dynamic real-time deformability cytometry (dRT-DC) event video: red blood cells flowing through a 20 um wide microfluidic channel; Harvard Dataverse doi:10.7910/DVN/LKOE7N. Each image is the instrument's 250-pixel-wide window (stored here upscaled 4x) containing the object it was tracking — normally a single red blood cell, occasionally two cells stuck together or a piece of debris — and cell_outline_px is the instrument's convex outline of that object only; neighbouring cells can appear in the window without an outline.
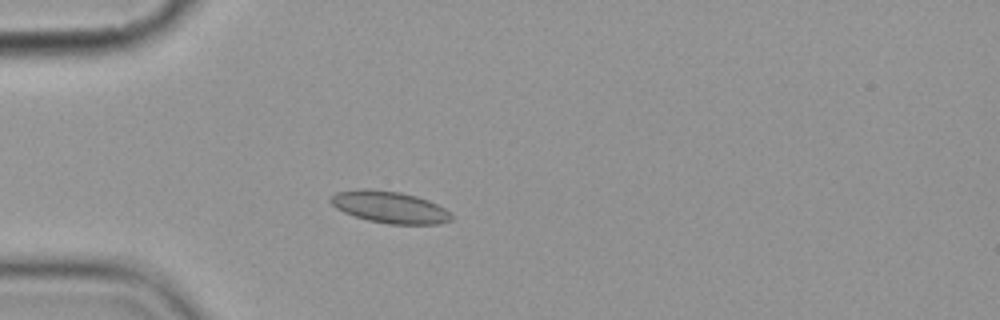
{"species": "common noctule bat (a hibernating species)", "species_latin": "Nyctalus noctula", "temperature_condition": "cold", "stored_images_in_passage": 1, "camera_frame_rate_fps": 3000, "um_per_image_px": 0.085, "animal": {"sex": "female", "body_mass_g": 19.9}, "frame": {"image": 1, "passage_image": 1, "time_ms": 0.0, "image_size_px": [1000, 320], "cell_outline_px": [[452, 220], [440, 224], [388, 224], [368, 220], [344, 212], [336, 208], [328, 200], [336, 192], [364, 188], [368, 188], [400, 192], [416, 196], [428, 200], [444, 208], [452, 216]], "centroid_in_image_um": [33.11, 17.6], "position_along_channel_um": 51.9, "area_um2": 22.31}}